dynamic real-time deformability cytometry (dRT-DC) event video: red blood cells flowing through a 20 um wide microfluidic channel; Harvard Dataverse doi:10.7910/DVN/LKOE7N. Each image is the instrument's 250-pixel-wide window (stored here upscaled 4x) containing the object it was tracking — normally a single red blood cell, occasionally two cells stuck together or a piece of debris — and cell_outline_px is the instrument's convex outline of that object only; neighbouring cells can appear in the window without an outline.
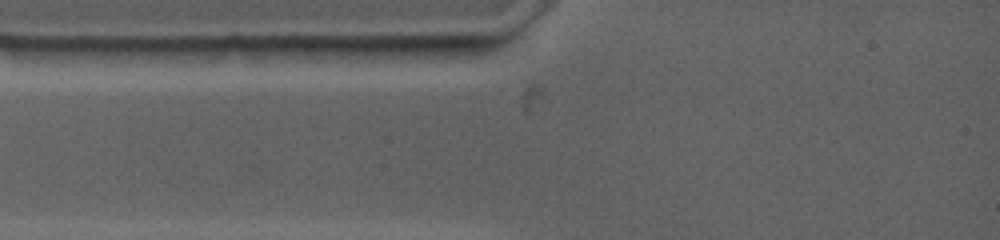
{"species": "common noctule bat (a hibernating species)", "species_latin": "Nyctalus noctula", "temperature_condition": "warm", "stored_images_in_passage": 1, "camera_frame_rate_fps": 4500, "um_per_image_px": 0.085, "animal": {"sex": "female", "body_mass_g": 19.0, "forearm_length_mm": 53.3}, "frame": {"image": 1, "passage_image": 1, "time_ms": 0.0, "image_size_px": [1000, 240], "cell_outline_px": [[484, 52], [480, 56], [372, 64], [360, 48], [396, 44], [480, 44], [484, 48]], "centroid_in_image_um": [35.72, 4.45], "position_along_channel_um": 49.3, "area_um2": 13.24}}